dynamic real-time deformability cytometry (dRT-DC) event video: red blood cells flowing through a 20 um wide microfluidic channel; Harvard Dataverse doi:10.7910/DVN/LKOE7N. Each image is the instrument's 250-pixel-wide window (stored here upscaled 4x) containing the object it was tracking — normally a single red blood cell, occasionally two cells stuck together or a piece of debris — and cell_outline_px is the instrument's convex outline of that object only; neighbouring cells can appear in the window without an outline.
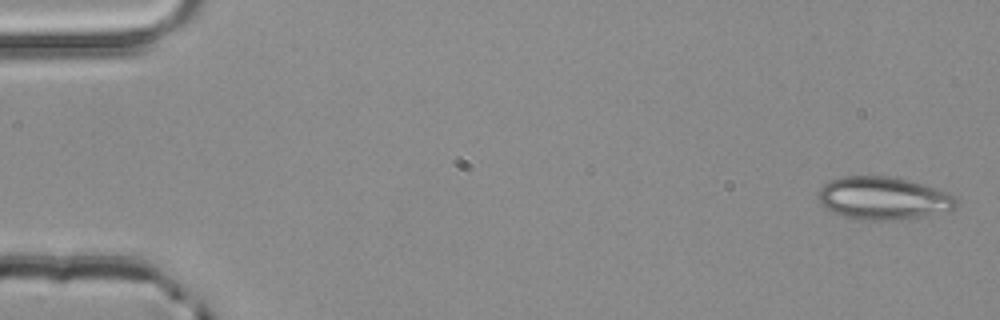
{"species": "common noctule bat (a hibernating species)", "species_latin": "Nyctalus noctula", "temperature_condition": "room temperature", "stored_images_in_passage": 3, "camera_frame_rate_fps": 3000, "um_per_image_px": 0.085, "animal": {"sex": "male", "body_mass_g": 20.4}, "frame": {"image": 1, "passage_image": 1, "time_ms": 0.0, "image_size_px": [1000, 320], "cell_outline_px": [[956, 204], [952, 208], [924, 216], [908, 220], [872, 220], [844, 216], [824, 208], [820, 204], [820, 188], [824, 184], [832, 180], [844, 176], [888, 176], [908, 180], [936, 188], [952, 196], [956, 200]], "centroid_in_image_um": [75.04, 16.85], "position_along_channel_um": 10.0, "area_um2": 33.81}}